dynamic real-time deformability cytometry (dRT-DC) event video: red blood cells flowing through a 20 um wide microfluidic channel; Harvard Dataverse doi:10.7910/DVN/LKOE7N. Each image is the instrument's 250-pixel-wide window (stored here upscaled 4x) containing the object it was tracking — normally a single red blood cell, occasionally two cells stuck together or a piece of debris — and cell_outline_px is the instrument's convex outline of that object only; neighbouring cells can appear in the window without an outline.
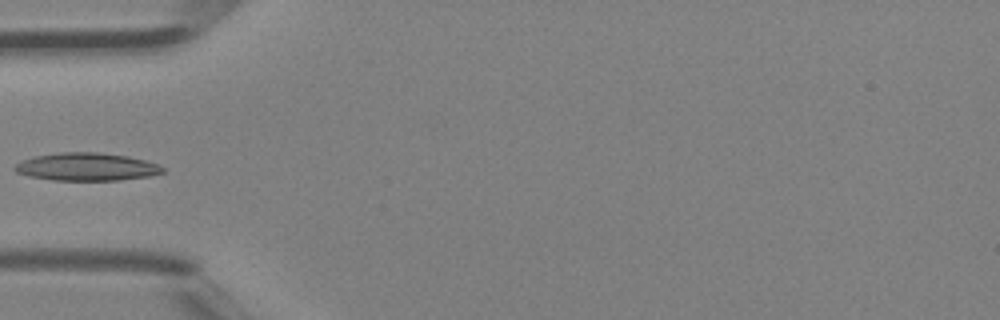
{"species": "Egyptian fruit bat (a non-hibernating species)", "species_latin": "Rousettus aegyptiacus", "temperature_condition": "room temperature", "stored_images_in_passage": 25, "camera_frame_rate_fps": 3000, "um_per_image_px": 0.085, "animal": {"sex": "female"}, "frame": {"image": 1, "passage_image": 1, "time_ms": 0.0, "image_size_px": [1000, 320], "cell_outline_px": [[164, 172], [148, 176], [120, 180], [52, 180], [28, 176], [16, 172], [12, 168], [20, 160], [32, 156], [60, 152], [96, 152], [128, 156], [144, 160], [156, 164], [164, 168]], "centroid_in_image_um": [7.29, 14.17], "position_along_channel_um": 77.7, "area_um2": 24.04}}
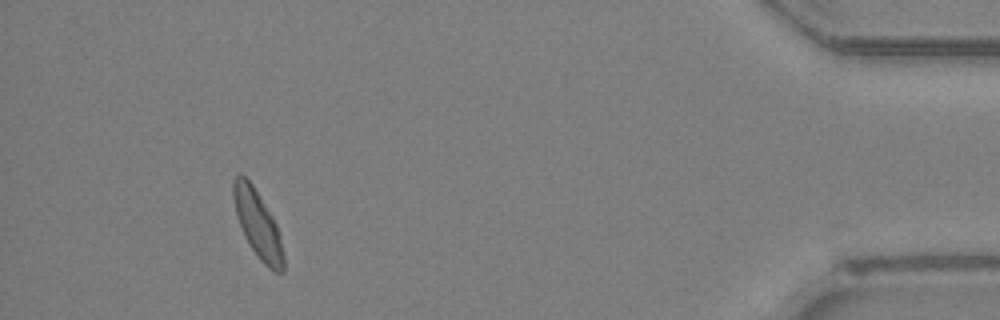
{"frame": {"image": 2, "passage_image": 22, "time_ms": 7.0, "image_size_px": [1000, 320], "cell_outline_px": [[284, 272], [276, 272], [268, 268], [260, 260], [248, 244], [244, 236], [236, 212], [232, 196], [232, 180], [240, 172], [252, 184], [272, 216], [276, 224], [284, 256]], "centroid_in_image_um": [21.89, 19.05], "position_along_channel_um": 413.3, "area_um2": 19.48}}